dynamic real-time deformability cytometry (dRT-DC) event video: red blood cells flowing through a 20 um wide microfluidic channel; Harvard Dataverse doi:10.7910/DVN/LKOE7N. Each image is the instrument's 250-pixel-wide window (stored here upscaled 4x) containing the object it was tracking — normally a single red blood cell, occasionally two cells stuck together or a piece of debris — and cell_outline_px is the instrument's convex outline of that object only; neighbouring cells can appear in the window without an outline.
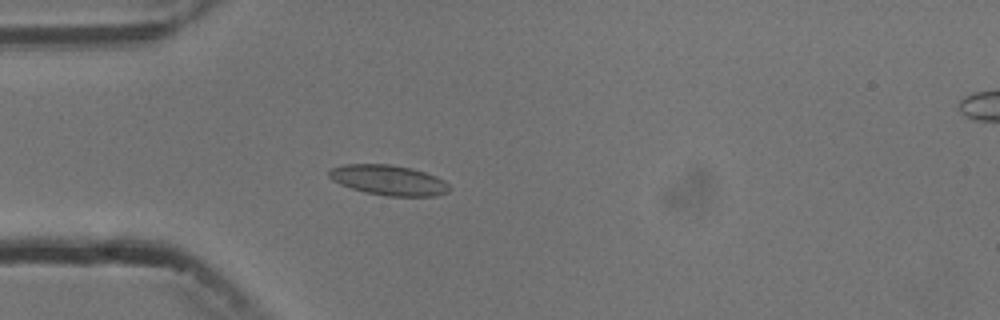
{"species": "common noctule bat (a hibernating species)", "species_latin": "Nyctalus noctula", "temperature_condition": "cold", "stored_images_in_passage": 2, "camera_frame_rate_fps": 3000, "um_per_image_px": 0.085, "animal": {"sex": "male", "body_mass_g": 13.3}, "frame": {"image": 1, "passage_image": 2, "time_ms": 1.333, "image_size_px": [1000, 320], "cell_outline_px": [[452, 188], [448, 192], [436, 196], [388, 196], [364, 192], [340, 184], [332, 180], [328, 176], [328, 172], [332, 168], [344, 164], [392, 164], [412, 168], [436, 176], [444, 180]], "centroid_in_image_um": [33.05, 15.31], "position_along_channel_um": 52.0, "area_um2": 21.27}}